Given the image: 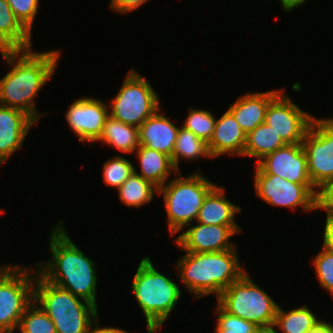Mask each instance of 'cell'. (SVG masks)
Listing matches in <instances>:
<instances>
[{
	"mask_svg": "<svg viewBox=\"0 0 333 333\" xmlns=\"http://www.w3.org/2000/svg\"><path fill=\"white\" fill-rule=\"evenodd\" d=\"M281 2L282 8L285 12L294 10L297 7L302 6L307 0H279Z\"/></svg>",
	"mask_w": 333,
	"mask_h": 333,
	"instance_id": "cell-39",
	"label": "cell"
},
{
	"mask_svg": "<svg viewBox=\"0 0 333 333\" xmlns=\"http://www.w3.org/2000/svg\"><path fill=\"white\" fill-rule=\"evenodd\" d=\"M134 153H136L141 167L140 173L137 172L136 168H134V172L153 183L157 188L169 180L168 177L172 172L178 173L171 157L164 153L149 149L144 145H139Z\"/></svg>",
	"mask_w": 333,
	"mask_h": 333,
	"instance_id": "cell-21",
	"label": "cell"
},
{
	"mask_svg": "<svg viewBox=\"0 0 333 333\" xmlns=\"http://www.w3.org/2000/svg\"><path fill=\"white\" fill-rule=\"evenodd\" d=\"M197 225H188L175 239L177 246L186 252L206 253L223 252L235 249L236 246L230 238L242 232L239 225H206L196 222Z\"/></svg>",
	"mask_w": 333,
	"mask_h": 333,
	"instance_id": "cell-13",
	"label": "cell"
},
{
	"mask_svg": "<svg viewBox=\"0 0 333 333\" xmlns=\"http://www.w3.org/2000/svg\"><path fill=\"white\" fill-rule=\"evenodd\" d=\"M308 333H332V324L320 320Z\"/></svg>",
	"mask_w": 333,
	"mask_h": 333,
	"instance_id": "cell-38",
	"label": "cell"
},
{
	"mask_svg": "<svg viewBox=\"0 0 333 333\" xmlns=\"http://www.w3.org/2000/svg\"><path fill=\"white\" fill-rule=\"evenodd\" d=\"M323 233V247L333 251V215L326 216V223Z\"/></svg>",
	"mask_w": 333,
	"mask_h": 333,
	"instance_id": "cell-36",
	"label": "cell"
},
{
	"mask_svg": "<svg viewBox=\"0 0 333 333\" xmlns=\"http://www.w3.org/2000/svg\"><path fill=\"white\" fill-rule=\"evenodd\" d=\"M270 90L252 92L242 95L235 103L229 105L228 110L233 114L242 130L247 134L258 125L265 123L266 110L269 103L282 91Z\"/></svg>",
	"mask_w": 333,
	"mask_h": 333,
	"instance_id": "cell-18",
	"label": "cell"
},
{
	"mask_svg": "<svg viewBox=\"0 0 333 333\" xmlns=\"http://www.w3.org/2000/svg\"><path fill=\"white\" fill-rule=\"evenodd\" d=\"M254 184L256 195L272 206L299 207L303 211L316 210V192L313 185L290 182L278 175L266 174L255 164Z\"/></svg>",
	"mask_w": 333,
	"mask_h": 333,
	"instance_id": "cell-10",
	"label": "cell"
},
{
	"mask_svg": "<svg viewBox=\"0 0 333 333\" xmlns=\"http://www.w3.org/2000/svg\"><path fill=\"white\" fill-rule=\"evenodd\" d=\"M323 209L327 215H333V177L317 188L316 210Z\"/></svg>",
	"mask_w": 333,
	"mask_h": 333,
	"instance_id": "cell-34",
	"label": "cell"
},
{
	"mask_svg": "<svg viewBox=\"0 0 333 333\" xmlns=\"http://www.w3.org/2000/svg\"><path fill=\"white\" fill-rule=\"evenodd\" d=\"M20 23L32 33L34 19L38 14L39 0H7Z\"/></svg>",
	"mask_w": 333,
	"mask_h": 333,
	"instance_id": "cell-33",
	"label": "cell"
},
{
	"mask_svg": "<svg viewBox=\"0 0 333 333\" xmlns=\"http://www.w3.org/2000/svg\"><path fill=\"white\" fill-rule=\"evenodd\" d=\"M134 165L127 158L116 155L104 162L103 182L118 189L134 172Z\"/></svg>",
	"mask_w": 333,
	"mask_h": 333,
	"instance_id": "cell-30",
	"label": "cell"
},
{
	"mask_svg": "<svg viewBox=\"0 0 333 333\" xmlns=\"http://www.w3.org/2000/svg\"><path fill=\"white\" fill-rule=\"evenodd\" d=\"M109 101L110 117L138 128L160 108L151 83L134 68L129 70L115 98Z\"/></svg>",
	"mask_w": 333,
	"mask_h": 333,
	"instance_id": "cell-8",
	"label": "cell"
},
{
	"mask_svg": "<svg viewBox=\"0 0 333 333\" xmlns=\"http://www.w3.org/2000/svg\"><path fill=\"white\" fill-rule=\"evenodd\" d=\"M131 286L146 319V333L161 331L162 325L181 299L178 284L154 268L150 257L144 256Z\"/></svg>",
	"mask_w": 333,
	"mask_h": 333,
	"instance_id": "cell-4",
	"label": "cell"
},
{
	"mask_svg": "<svg viewBox=\"0 0 333 333\" xmlns=\"http://www.w3.org/2000/svg\"><path fill=\"white\" fill-rule=\"evenodd\" d=\"M3 212H5L4 210L0 209V214H3Z\"/></svg>",
	"mask_w": 333,
	"mask_h": 333,
	"instance_id": "cell-42",
	"label": "cell"
},
{
	"mask_svg": "<svg viewBox=\"0 0 333 333\" xmlns=\"http://www.w3.org/2000/svg\"><path fill=\"white\" fill-rule=\"evenodd\" d=\"M313 263L321 287L330 291L333 296V251L322 246Z\"/></svg>",
	"mask_w": 333,
	"mask_h": 333,
	"instance_id": "cell-32",
	"label": "cell"
},
{
	"mask_svg": "<svg viewBox=\"0 0 333 333\" xmlns=\"http://www.w3.org/2000/svg\"><path fill=\"white\" fill-rule=\"evenodd\" d=\"M98 316L91 322L87 333H129L121 328L99 327Z\"/></svg>",
	"mask_w": 333,
	"mask_h": 333,
	"instance_id": "cell-37",
	"label": "cell"
},
{
	"mask_svg": "<svg viewBox=\"0 0 333 333\" xmlns=\"http://www.w3.org/2000/svg\"><path fill=\"white\" fill-rule=\"evenodd\" d=\"M225 188L216 185L205 197L196 222L206 225H238L235 215L241 213L240 206L225 197Z\"/></svg>",
	"mask_w": 333,
	"mask_h": 333,
	"instance_id": "cell-20",
	"label": "cell"
},
{
	"mask_svg": "<svg viewBox=\"0 0 333 333\" xmlns=\"http://www.w3.org/2000/svg\"><path fill=\"white\" fill-rule=\"evenodd\" d=\"M316 316L308 305L288 312L279 306L274 323L282 333H308L321 320Z\"/></svg>",
	"mask_w": 333,
	"mask_h": 333,
	"instance_id": "cell-26",
	"label": "cell"
},
{
	"mask_svg": "<svg viewBox=\"0 0 333 333\" xmlns=\"http://www.w3.org/2000/svg\"><path fill=\"white\" fill-rule=\"evenodd\" d=\"M282 90L266 110L265 123L272 127L285 144L302 143L314 116L299 108Z\"/></svg>",
	"mask_w": 333,
	"mask_h": 333,
	"instance_id": "cell-12",
	"label": "cell"
},
{
	"mask_svg": "<svg viewBox=\"0 0 333 333\" xmlns=\"http://www.w3.org/2000/svg\"><path fill=\"white\" fill-rule=\"evenodd\" d=\"M117 191L119 192L120 201L127 207L140 208L153 200L154 193H158V188L133 172Z\"/></svg>",
	"mask_w": 333,
	"mask_h": 333,
	"instance_id": "cell-25",
	"label": "cell"
},
{
	"mask_svg": "<svg viewBox=\"0 0 333 333\" xmlns=\"http://www.w3.org/2000/svg\"><path fill=\"white\" fill-rule=\"evenodd\" d=\"M176 265L181 283L195 300L214 293L218 297L247 271L239 262L236 248L223 252L185 251Z\"/></svg>",
	"mask_w": 333,
	"mask_h": 333,
	"instance_id": "cell-3",
	"label": "cell"
},
{
	"mask_svg": "<svg viewBox=\"0 0 333 333\" xmlns=\"http://www.w3.org/2000/svg\"><path fill=\"white\" fill-rule=\"evenodd\" d=\"M98 141L125 154H131L139 147L138 127L127 125L109 116L96 142Z\"/></svg>",
	"mask_w": 333,
	"mask_h": 333,
	"instance_id": "cell-23",
	"label": "cell"
},
{
	"mask_svg": "<svg viewBox=\"0 0 333 333\" xmlns=\"http://www.w3.org/2000/svg\"><path fill=\"white\" fill-rule=\"evenodd\" d=\"M33 125H38L25 112L0 105V164L22 148L25 137Z\"/></svg>",
	"mask_w": 333,
	"mask_h": 333,
	"instance_id": "cell-16",
	"label": "cell"
},
{
	"mask_svg": "<svg viewBox=\"0 0 333 333\" xmlns=\"http://www.w3.org/2000/svg\"><path fill=\"white\" fill-rule=\"evenodd\" d=\"M201 157L212 158L209 153L207 143L191 131H188L180 126L174 151L172 153V162L174 167L179 172L180 158L182 160L195 161Z\"/></svg>",
	"mask_w": 333,
	"mask_h": 333,
	"instance_id": "cell-27",
	"label": "cell"
},
{
	"mask_svg": "<svg viewBox=\"0 0 333 333\" xmlns=\"http://www.w3.org/2000/svg\"><path fill=\"white\" fill-rule=\"evenodd\" d=\"M215 312L218 314L215 327L216 333H254L257 327L248 320L226 312L219 304H217Z\"/></svg>",
	"mask_w": 333,
	"mask_h": 333,
	"instance_id": "cell-31",
	"label": "cell"
},
{
	"mask_svg": "<svg viewBox=\"0 0 333 333\" xmlns=\"http://www.w3.org/2000/svg\"><path fill=\"white\" fill-rule=\"evenodd\" d=\"M256 165L266 174L278 175L297 184L313 185L302 143L285 144L264 156Z\"/></svg>",
	"mask_w": 333,
	"mask_h": 333,
	"instance_id": "cell-15",
	"label": "cell"
},
{
	"mask_svg": "<svg viewBox=\"0 0 333 333\" xmlns=\"http://www.w3.org/2000/svg\"><path fill=\"white\" fill-rule=\"evenodd\" d=\"M179 128L164 114H161L159 108L138 128L139 145L157 150L172 159Z\"/></svg>",
	"mask_w": 333,
	"mask_h": 333,
	"instance_id": "cell-19",
	"label": "cell"
},
{
	"mask_svg": "<svg viewBox=\"0 0 333 333\" xmlns=\"http://www.w3.org/2000/svg\"><path fill=\"white\" fill-rule=\"evenodd\" d=\"M9 72L0 79V105L16 108L29 115L37 124L47 113H38L35 97L53 77L60 59V50H1Z\"/></svg>",
	"mask_w": 333,
	"mask_h": 333,
	"instance_id": "cell-1",
	"label": "cell"
},
{
	"mask_svg": "<svg viewBox=\"0 0 333 333\" xmlns=\"http://www.w3.org/2000/svg\"><path fill=\"white\" fill-rule=\"evenodd\" d=\"M189 113L183 121L184 129L191 131L197 137L208 143L213 135L216 118L215 114L204 109H193L190 107Z\"/></svg>",
	"mask_w": 333,
	"mask_h": 333,
	"instance_id": "cell-29",
	"label": "cell"
},
{
	"mask_svg": "<svg viewBox=\"0 0 333 333\" xmlns=\"http://www.w3.org/2000/svg\"><path fill=\"white\" fill-rule=\"evenodd\" d=\"M65 117L81 143H94L102 134L109 107L101 99L83 97L70 104Z\"/></svg>",
	"mask_w": 333,
	"mask_h": 333,
	"instance_id": "cell-14",
	"label": "cell"
},
{
	"mask_svg": "<svg viewBox=\"0 0 333 333\" xmlns=\"http://www.w3.org/2000/svg\"><path fill=\"white\" fill-rule=\"evenodd\" d=\"M276 328L277 326L275 323L260 325L255 328L254 333H278Z\"/></svg>",
	"mask_w": 333,
	"mask_h": 333,
	"instance_id": "cell-40",
	"label": "cell"
},
{
	"mask_svg": "<svg viewBox=\"0 0 333 333\" xmlns=\"http://www.w3.org/2000/svg\"><path fill=\"white\" fill-rule=\"evenodd\" d=\"M10 265L0 274V333H13L26 308L34 301L36 272Z\"/></svg>",
	"mask_w": 333,
	"mask_h": 333,
	"instance_id": "cell-9",
	"label": "cell"
},
{
	"mask_svg": "<svg viewBox=\"0 0 333 333\" xmlns=\"http://www.w3.org/2000/svg\"><path fill=\"white\" fill-rule=\"evenodd\" d=\"M31 37L15 17L7 0H0V51L32 49Z\"/></svg>",
	"mask_w": 333,
	"mask_h": 333,
	"instance_id": "cell-22",
	"label": "cell"
},
{
	"mask_svg": "<svg viewBox=\"0 0 333 333\" xmlns=\"http://www.w3.org/2000/svg\"><path fill=\"white\" fill-rule=\"evenodd\" d=\"M302 145L307 155L310 180L317 189L333 177V118H315Z\"/></svg>",
	"mask_w": 333,
	"mask_h": 333,
	"instance_id": "cell-11",
	"label": "cell"
},
{
	"mask_svg": "<svg viewBox=\"0 0 333 333\" xmlns=\"http://www.w3.org/2000/svg\"><path fill=\"white\" fill-rule=\"evenodd\" d=\"M199 172L182 178L179 171L158 188V194L163 195L171 236L196 221L205 197L216 186Z\"/></svg>",
	"mask_w": 333,
	"mask_h": 333,
	"instance_id": "cell-6",
	"label": "cell"
},
{
	"mask_svg": "<svg viewBox=\"0 0 333 333\" xmlns=\"http://www.w3.org/2000/svg\"><path fill=\"white\" fill-rule=\"evenodd\" d=\"M34 301L52 320L56 333H87L98 316L96 306L46 281L37 269Z\"/></svg>",
	"mask_w": 333,
	"mask_h": 333,
	"instance_id": "cell-5",
	"label": "cell"
},
{
	"mask_svg": "<svg viewBox=\"0 0 333 333\" xmlns=\"http://www.w3.org/2000/svg\"><path fill=\"white\" fill-rule=\"evenodd\" d=\"M63 226L59 220L53 227L49 242L52 256L45 264L35 263L37 272L46 281L97 307L96 263L71 241Z\"/></svg>",
	"mask_w": 333,
	"mask_h": 333,
	"instance_id": "cell-2",
	"label": "cell"
},
{
	"mask_svg": "<svg viewBox=\"0 0 333 333\" xmlns=\"http://www.w3.org/2000/svg\"><path fill=\"white\" fill-rule=\"evenodd\" d=\"M9 266V264L7 265H3V266H0V274Z\"/></svg>",
	"mask_w": 333,
	"mask_h": 333,
	"instance_id": "cell-41",
	"label": "cell"
},
{
	"mask_svg": "<svg viewBox=\"0 0 333 333\" xmlns=\"http://www.w3.org/2000/svg\"><path fill=\"white\" fill-rule=\"evenodd\" d=\"M18 330L20 333H56L54 323L35 301L23 313Z\"/></svg>",
	"mask_w": 333,
	"mask_h": 333,
	"instance_id": "cell-28",
	"label": "cell"
},
{
	"mask_svg": "<svg viewBox=\"0 0 333 333\" xmlns=\"http://www.w3.org/2000/svg\"><path fill=\"white\" fill-rule=\"evenodd\" d=\"M148 1L149 0H111L109 6L112 10L125 14L138 9Z\"/></svg>",
	"mask_w": 333,
	"mask_h": 333,
	"instance_id": "cell-35",
	"label": "cell"
},
{
	"mask_svg": "<svg viewBox=\"0 0 333 333\" xmlns=\"http://www.w3.org/2000/svg\"><path fill=\"white\" fill-rule=\"evenodd\" d=\"M285 143L272 127L266 123L258 125L246 134L242 157H253L260 161L264 156L284 146Z\"/></svg>",
	"mask_w": 333,
	"mask_h": 333,
	"instance_id": "cell-24",
	"label": "cell"
},
{
	"mask_svg": "<svg viewBox=\"0 0 333 333\" xmlns=\"http://www.w3.org/2000/svg\"><path fill=\"white\" fill-rule=\"evenodd\" d=\"M247 273L224 289L217 303L226 312L256 326L274 323L279 305Z\"/></svg>",
	"mask_w": 333,
	"mask_h": 333,
	"instance_id": "cell-7",
	"label": "cell"
},
{
	"mask_svg": "<svg viewBox=\"0 0 333 333\" xmlns=\"http://www.w3.org/2000/svg\"><path fill=\"white\" fill-rule=\"evenodd\" d=\"M245 141L246 133L233 114L227 110L219 119H216L213 135L207 146L212 159L223 154L243 156Z\"/></svg>",
	"mask_w": 333,
	"mask_h": 333,
	"instance_id": "cell-17",
	"label": "cell"
}]
</instances>
